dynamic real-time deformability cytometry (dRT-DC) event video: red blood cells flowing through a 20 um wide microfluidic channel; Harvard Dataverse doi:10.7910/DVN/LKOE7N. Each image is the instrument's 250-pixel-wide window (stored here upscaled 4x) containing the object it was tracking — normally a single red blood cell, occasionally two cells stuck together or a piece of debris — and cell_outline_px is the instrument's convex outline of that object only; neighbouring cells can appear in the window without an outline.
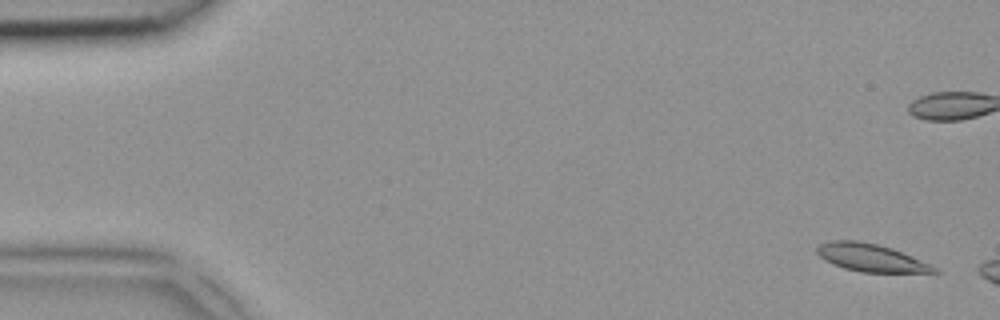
{"species": "common noctule bat (a hibernating species)", "species_latin": "Nyctalus noctula", "temperature_condition": "room temperature", "stored_images_in_passage": 3, "camera_frame_rate_fps": 3000, "um_per_image_px": 0.085, "animal": {"sex": "female", "body_mass_g": 18.4}, "frame": {"image": 1, "passage_image": 1, "time_ms": 0.0, "image_size_px": [1000, 320], "cell_outline_px": [[940, 272], [860, 272], [844, 268], [832, 264], [820, 256], [816, 252], [816, 248], [820, 244], [828, 240], [856, 240], [876, 244], [892, 248], [940, 268]], "centroid_in_image_um": [74.01, 21.9], "position_along_channel_um": 11.0, "area_um2": 18.84}}